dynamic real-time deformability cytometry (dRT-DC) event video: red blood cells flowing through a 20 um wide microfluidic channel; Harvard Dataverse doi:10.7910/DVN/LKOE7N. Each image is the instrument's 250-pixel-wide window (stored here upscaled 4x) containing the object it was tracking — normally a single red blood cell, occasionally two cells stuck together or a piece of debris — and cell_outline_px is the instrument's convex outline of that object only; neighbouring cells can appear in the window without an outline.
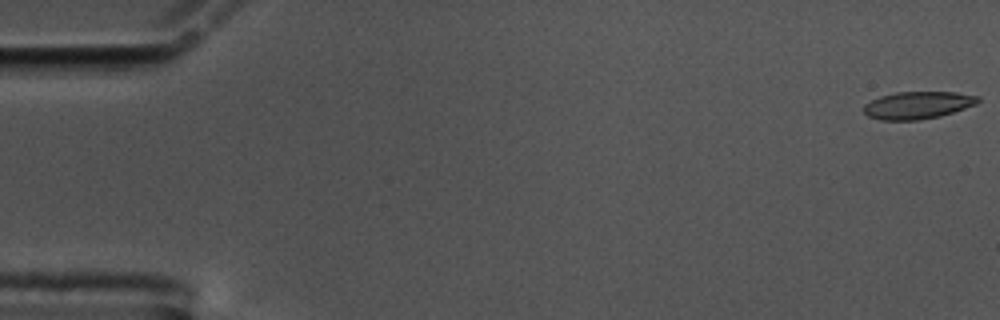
{"species": "common noctule bat (a hibernating species)", "species_latin": "Nyctalus noctula", "temperature_condition": "cold", "stored_images_in_passage": 57, "camera_frame_rate_fps": 3000, "um_per_image_px": 0.085, "animal": {"sex": "male", "body_mass_g": 17.5, "forearm_length_mm": 52.3}, "frame": {"image": 1, "passage_image": 1, "time_ms": 0.0, "image_size_px": [1000, 320], "cell_outline_px": [[980, 100], [976, 104], [940, 116], [920, 120], [880, 120], [868, 116], [864, 112], [864, 104], [880, 96], [896, 92], [956, 92], [980, 96]], "centroid_in_image_um": [78.0, 8.94], "position_along_channel_um": 7.0, "area_um2": 18.21}}
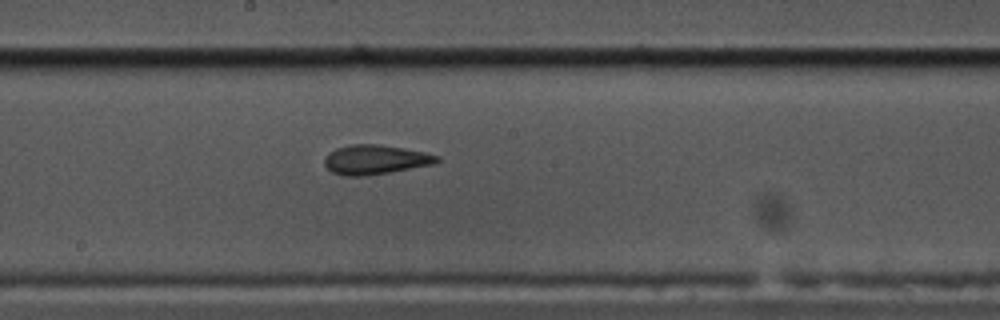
{"frame": {"image": 2, "passage_image": 31, "time_ms": 10.0, "image_size_px": [1000, 320], "cell_outline_px": [[440, 160], [436, 164], [364, 176], [348, 176], [332, 172], [324, 164], [324, 160], [328, 152], [336, 148], [352, 144], [376, 144], [404, 148], [424, 152], [440, 156]], "centroid_in_image_um": [31.91, 13.56], "position_along_channel_um": 216.3, "area_um2": 19.25}}
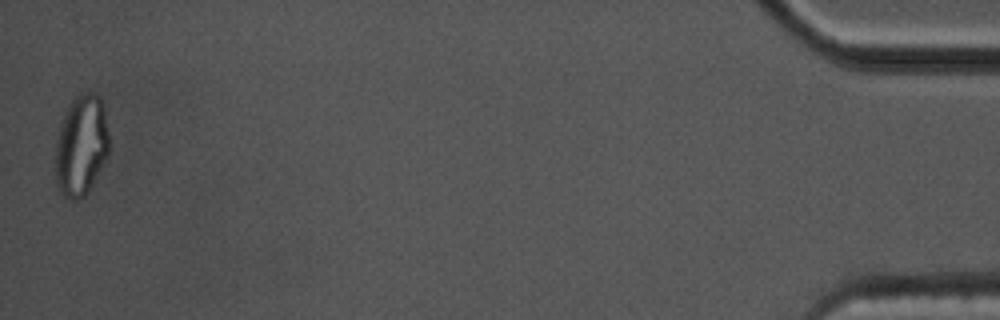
{"frame": {"image": 3, "passage_image": 57, "time_ms": 18.667, "image_size_px": [1000, 320], "cell_outline_px": [[108, 156], [88, 192], [84, 196], [76, 200], [72, 200], [64, 196], [60, 192], [56, 184], [56, 140], [60, 124], [72, 100], [76, 96], [84, 92], [96, 92], [100, 96], [104, 104], [108, 136]], "centroid_in_image_um": [6.91, 12.36], "position_along_channel_um": 428.3, "area_um2": 31.62}, "authors_computed_cell_mechanics": {"area_um2": 19.1896, "velocity_mm_per_s": 3.5172, "shape_relaxation_time_tau1_ms": null, "shape_relaxation_time_tau2_ms": 2.7168, "deformation_change_tau1": null, "deformation_change_tau2": 0.1011}}